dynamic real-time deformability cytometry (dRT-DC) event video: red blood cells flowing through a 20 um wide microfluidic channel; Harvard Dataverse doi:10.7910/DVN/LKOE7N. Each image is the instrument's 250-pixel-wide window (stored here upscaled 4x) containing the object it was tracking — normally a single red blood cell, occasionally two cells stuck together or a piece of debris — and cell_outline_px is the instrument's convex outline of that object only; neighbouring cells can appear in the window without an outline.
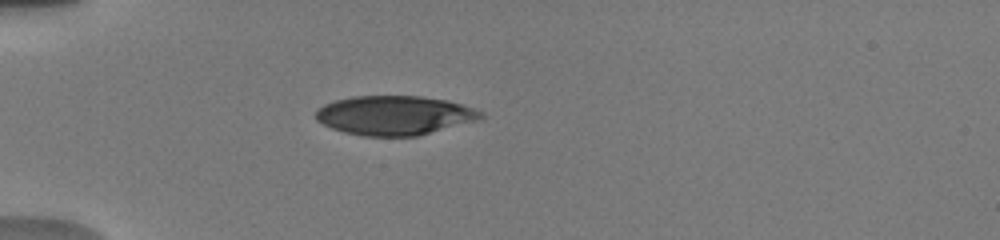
{"species": "human", "species_latin": "Homo sapiens", "temperature_condition": "warm", "stored_images_in_passage": 29, "camera_frame_rate_fps": 3000, "um_per_image_px": 0.085, "donor": {"sex": "male"}, "frame": {"image": 1, "passage_image": 3, "time_ms": 0.333, "image_size_px": [1000, 240], "cell_outline_px": [[484, 116], [476, 120], [416, 136], [364, 136], [344, 132], [332, 128], [316, 120], [316, 112], [324, 104], [336, 100], [352, 96], [420, 96], [444, 100], [460, 104], [472, 108], [480, 112]], "centroid_in_image_um": [33.48, 9.8], "position_along_channel_um": 51.5, "area_um2": 37.17}}
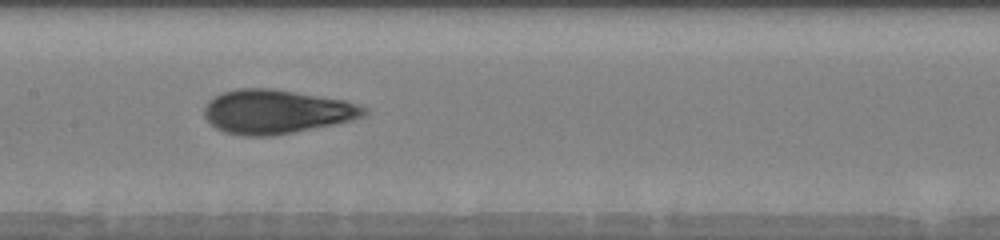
{"frame": {"image": 2, "passage_image": 19, "time_ms": 4.333, "image_size_px": [1000, 240], "cell_outline_px": [[368, 112], [364, 116], [352, 120], [272, 136], [240, 136], [224, 132], [216, 128], [204, 116], [204, 108], [208, 100], [220, 92], [236, 88], [272, 88], [344, 100], [368, 108]], "centroid_in_image_um": [23.44, 9.48], "position_along_channel_um": 184.0, "area_um2": 40.98}}
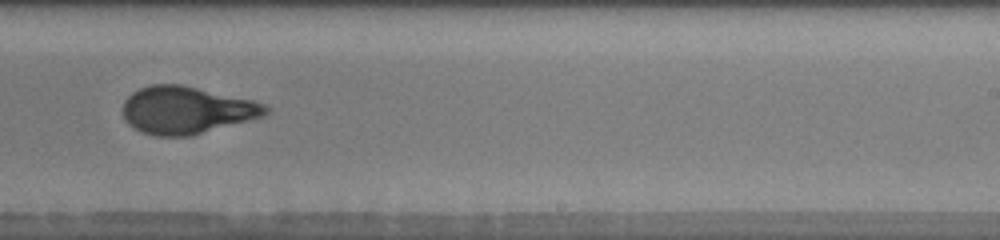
{"frame": {"image": 3, "passage_image": 28, "time_ms": 6.667, "image_size_px": [1000, 240], "cell_outline_px": [[268, 112], [264, 116], [192, 136], [156, 136], [140, 132], [132, 128], [124, 120], [124, 100], [132, 92], [140, 88], [152, 84], [180, 84], [252, 100], [264, 104], [268, 108]], "centroid_in_image_um": [15.82, 9.37], "position_along_channel_um": 273.2, "area_um2": 39.42}}